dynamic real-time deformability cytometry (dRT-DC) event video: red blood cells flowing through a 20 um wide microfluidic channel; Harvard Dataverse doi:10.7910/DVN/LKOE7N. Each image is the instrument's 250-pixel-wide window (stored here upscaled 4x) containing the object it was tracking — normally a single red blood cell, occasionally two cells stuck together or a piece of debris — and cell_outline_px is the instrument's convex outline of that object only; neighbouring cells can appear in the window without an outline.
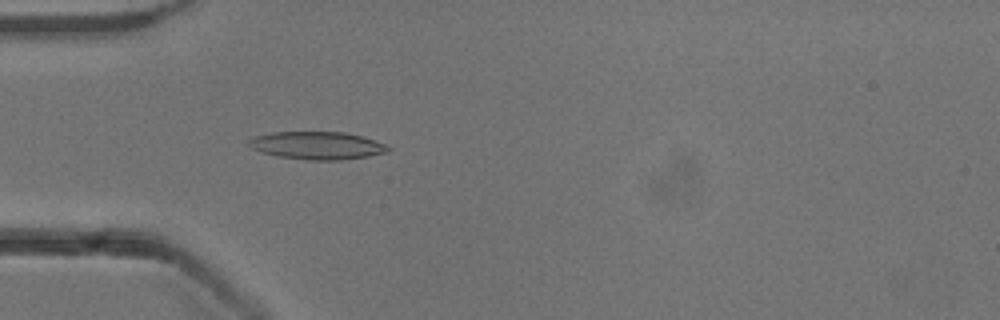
{"species": "common noctule bat (a hibernating species)", "species_latin": "Nyctalus noctula", "temperature_condition": "cold", "stored_images_in_passage": 52, "camera_frame_rate_fps": 3000, "um_per_image_px": 0.085, "animal": {"sex": "male", "body_mass_g": 13.3}, "frame": {"image": 1, "passage_image": 15, "time_ms": 4.667, "image_size_px": [1000, 320], "cell_outline_px": [[392, 148], [388, 152], [368, 156], [340, 160], [304, 160], [280, 156], [264, 152], [252, 148], [248, 144], [248, 140], [252, 136], [272, 132], [344, 132], [364, 136], [388, 144]], "centroid_in_image_um": [27.02, 12.36], "position_along_channel_um": 58.0, "area_um2": 22.72}}
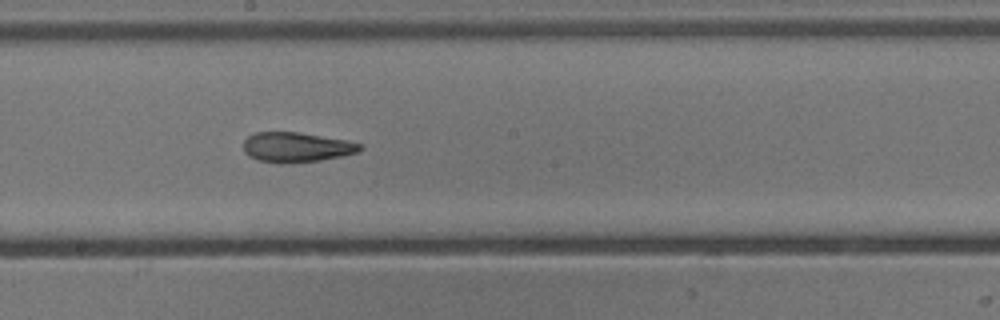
{"frame": {"image": 2, "passage_image": 28, "time_ms": 9.0, "image_size_px": [1000, 320], "cell_outline_px": [[364, 148], [360, 152], [320, 160], [280, 164], [276, 164], [260, 160], [248, 156], [244, 152], [244, 140], [248, 136], [256, 132], [300, 132], [348, 140], [364, 144]], "centroid_in_image_um": [25.23, 12.51], "position_along_channel_um": 223.0, "area_um2": 20.58}}
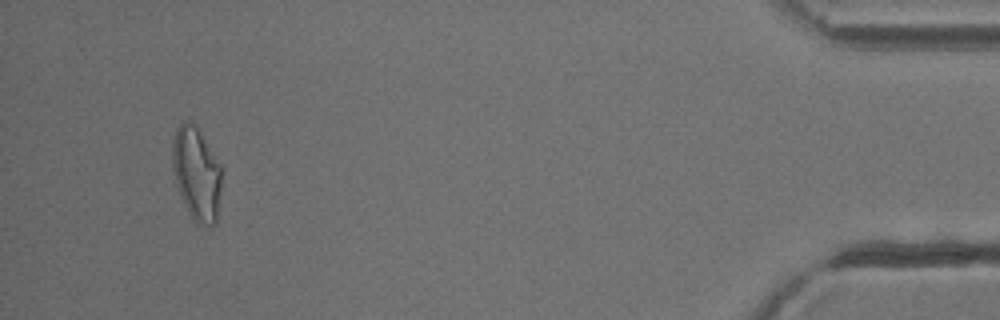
{"frame": {"image": 3, "passage_image": 49, "time_ms": 16.0, "image_size_px": [1000, 320], "cell_outline_px": [[220, 188], [216, 224], [208, 228], [196, 224], [176, 184], [172, 168], [172, 140], [176, 128], [184, 120], [188, 120], [196, 124], [220, 164]], "centroid_in_image_um": [16.69, 14.73], "position_along_channel_um": 418.5, "area_um2": 26.65}, "authors_computed_cell_mechanics": {"area_um2": 21.5594, "velocity_mm_per_s": 3.8746, "shape_relaxation_time_tau1_ms": null, "shape_relaxation_time_tau2_ms": 3.7282, "deformation_change_tau1": null, "deformation_change_tau2": 0.125}}